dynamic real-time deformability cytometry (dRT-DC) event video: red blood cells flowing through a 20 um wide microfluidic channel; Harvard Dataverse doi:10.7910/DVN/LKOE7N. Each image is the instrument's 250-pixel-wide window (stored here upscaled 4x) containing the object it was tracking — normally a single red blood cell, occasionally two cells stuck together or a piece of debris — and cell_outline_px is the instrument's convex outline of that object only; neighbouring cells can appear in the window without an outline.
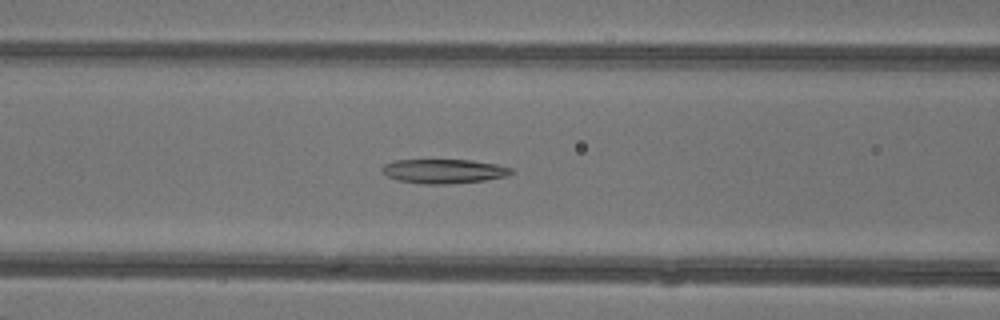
{"species": "common noctule bat (a hibernating species)", "species_latin": "Nyctalus noctula", "temperature_condition": "warm", "stored_images_in_passage": 40, "camera_frame_rate_fps": 3000, "um_per_image_px": 0.085, "animal": {"sex": "female"}, "frame": {"image": 1, "passage_image": 20, "time_ms": 6.333, "image_size_px": [1000, 320], "cell_outline_px": [[512, 172], [508, 176], [484, 180], [444, 184], [424, 184], [400, 180], [388, 176], [380, 168], [384, 164], [396, 160], [472, 160], [496, 164], [512, 168]], "centroid_in_image_um": [37.74, 14.54], "position_along_channel_um": 128.9, "area_um2": 18.03}}
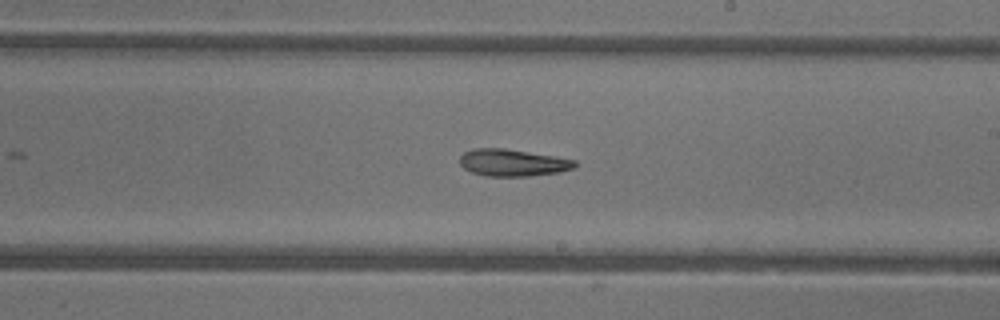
{"frame": {"image": 2, "passage_image": 28, "time_ms": 9.0, "image_size_px": [1000, 320], "cell_outline_px": [[576, 164], [572, 168], [560, 172], [528, 176], [488, 176], [472, 172], [464, 168], [460, 164], [460, 156], [464, 152], [476, 148], [504, 148], [556, 156], [576, 160]], "centroid_in_image_um": [43.58, 13.82], "position_along_channel_um": 245.4, "area_um2": 18.03}}
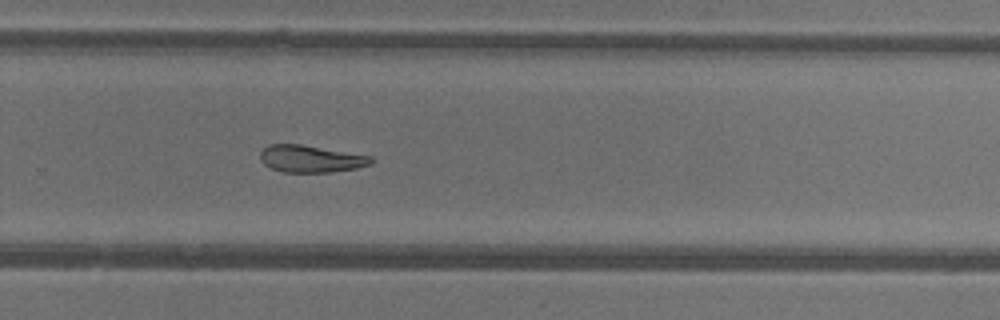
{"frame": {"image": 3, "passage_image": 32, "time_ms": 10.333, "image_size_px": [1000, 320], "cell_outline_px": [[372, 164], [356, 168], [332, 172], [284, 172], [272, 168], [264, 164], [260, 160], [260, 152], [268, 144], [300, 144], [372, 156]], "centroid_in_image_um": [26.41, 13.49], "position_along_channel_um": 303.4, "area_um2": 17.46}}